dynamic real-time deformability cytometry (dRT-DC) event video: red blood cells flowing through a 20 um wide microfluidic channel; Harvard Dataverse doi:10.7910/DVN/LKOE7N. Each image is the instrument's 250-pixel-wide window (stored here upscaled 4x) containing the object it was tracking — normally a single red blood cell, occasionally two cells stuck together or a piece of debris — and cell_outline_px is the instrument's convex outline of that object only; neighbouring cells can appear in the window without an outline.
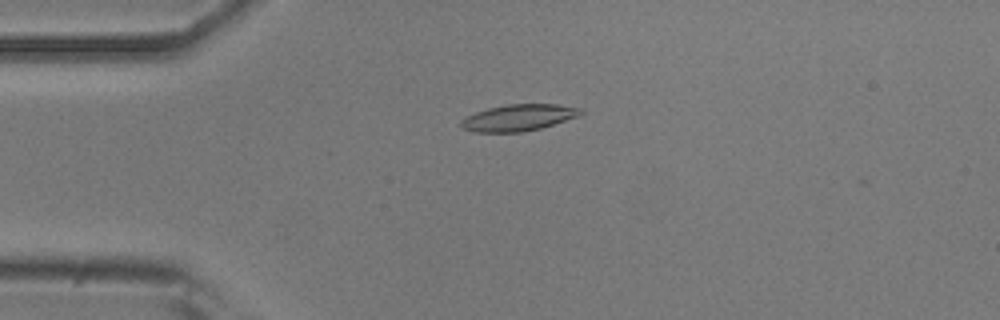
{"species": "common noctule bat (a hibernating species)", "species_latin": "Nyctalus noctula", "temperature_condition": "room temperature", "stored_images_in_passage": 53, "camera_frame_rate_fps": 3000, "um_per_image_px": 0.085, "animal": {"sex": "male", "body_mass_g": 20.5, "forearm_length_mm": 52.5}, "frame": {"image": 1, "passage_image": 13, "time_ms": 4.0, "image_size_px": [1000, 320], "cell_outline_px": [[584, 112], [580, 116], [540, 128], [520, 132], [476, 132], [464, 128], [460, 124], [460, 120], [476, 112], [488, 108], [508, 104], [556, 104], [580, 108]], "centroid_in_image_um": [44.1, 9.99], "position_along_channel_um": 40.9, "area_um2": 18.32}}
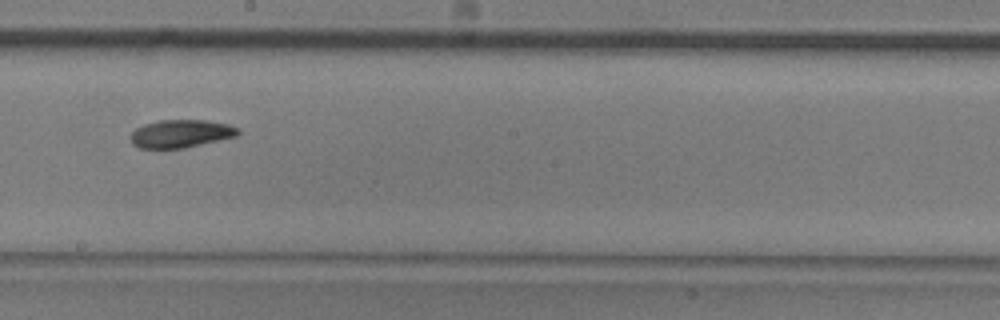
{"frame": {"image": 2, "passage_image": 30, "time_ms": 9.667, "image_size_px": [1000, 320], "cell_outline_px": [[240, 132], [236, 136], [184, 148], [140, 148], [132, 144], [128, 136], [136, 128], [144, 124], [156, 120], [208, 120], [228, 124], [240, 128]], "centroid_in_image_um": [15.35, 11.35], "position_along_channel_um": 232.9, "area_um2": 17.63}}
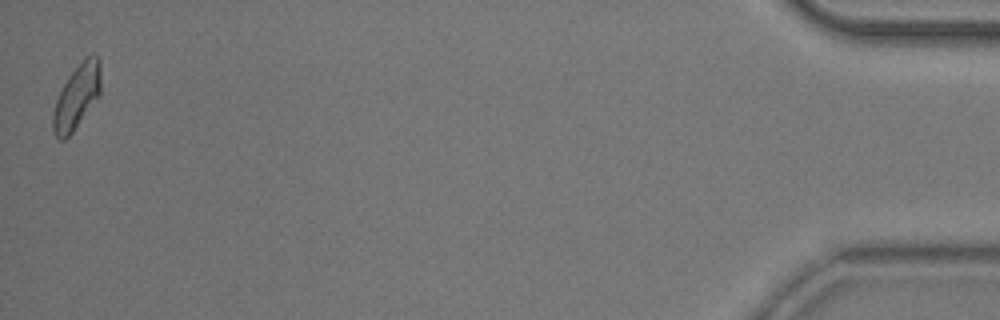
{"frame": {"image": 3, "passage_image": 53, "time_ms": 17.333, "image_size_px": [1000, 320], "cell_outline_px": [[100, 96], [72, 132], [64, 140], [60, 140], [56, 136], [52, 128], [52, 116], [56, 100], [64, 84], [72, 72], [92, 52], [96, 52], [100, 60]], "centroid_in_image_um": [6.54, 8.22], "position_along_channel_um": 428.7, "area_um2": 17.74}, "authors_computed_cell_mechanics": {"area_um2": 17.8024, "velocity_mm_per_s": 3.7958, "shape_relaxation_time_tau1_ms": 2.7315, "shape_relaxation_time_tau2_ms": 8.914, "deformation_change_tau1": 0.107, "deformation_change_tau2": 0.1286}}